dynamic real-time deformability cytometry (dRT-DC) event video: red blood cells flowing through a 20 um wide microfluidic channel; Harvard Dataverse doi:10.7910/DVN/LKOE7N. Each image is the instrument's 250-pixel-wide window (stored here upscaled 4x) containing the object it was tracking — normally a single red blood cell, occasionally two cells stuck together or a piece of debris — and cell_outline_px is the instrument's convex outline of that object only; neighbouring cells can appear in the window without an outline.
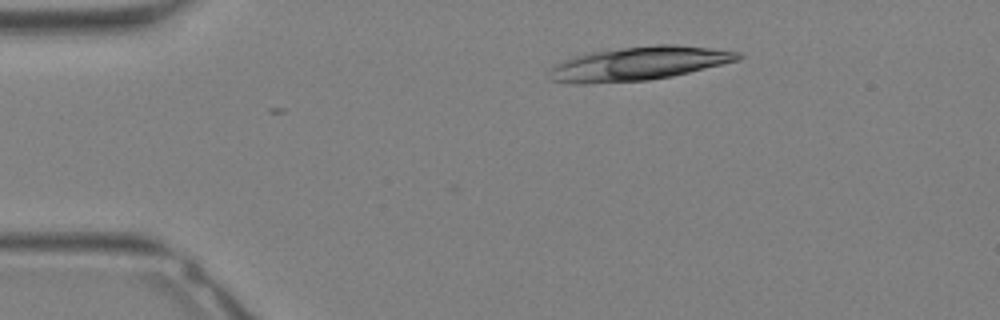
{"species": "Egyptian fruit bat (a non-hibernating species)", "species_latin": "Rousettus aegyptiacus", "temperature_condition": "warm", "stored_images_in_passage": 2, "camera_frame_rate_fps": 3000, "um_per_image_px": 0.085, "animal": {"sex": "female"}, "frame": {"image": 1, "passage_image": 2, "time_ms": 0.333, "image_size_px": [1000, 320], "cell_outline_px": [[744, 56], [740, 60], [672, 76], [648, 80], [588, 84], [572, 84], [548, 80], [548, 72], [556, 64], [564, 60], [576, 56], [592, 52], [656, 44], [676, 44], [712, 48], [740, 52]], "centroid_in_image_um": [54.3, 5.41], "position_along_channel_um": 30.7, "area_um2": 37.11}}